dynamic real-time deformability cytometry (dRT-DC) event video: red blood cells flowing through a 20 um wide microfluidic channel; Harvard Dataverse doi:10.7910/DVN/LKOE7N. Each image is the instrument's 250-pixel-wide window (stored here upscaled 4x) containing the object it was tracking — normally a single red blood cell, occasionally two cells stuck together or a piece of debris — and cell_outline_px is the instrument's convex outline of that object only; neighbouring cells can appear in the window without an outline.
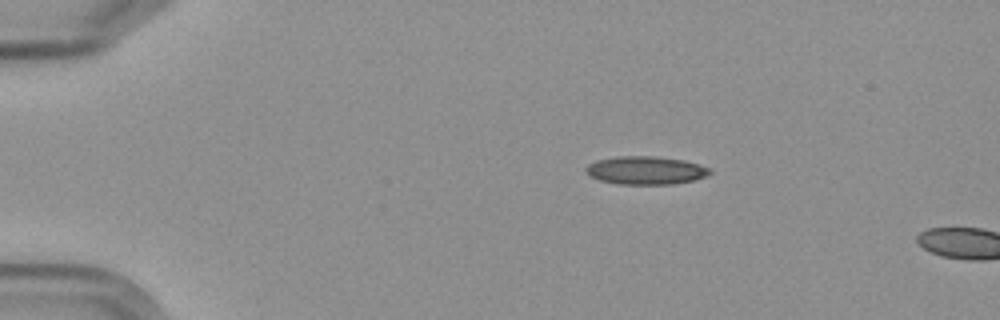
{"species": "Egyptian fruit bat (a non-hibernating species)", "species_latin": "Rousettus aegyptiacus", "temperature_condition": "cold", "stored_images_in_passage": 3, "camera_frame_rate_fps": 3000, "um_per_image_px": 0.085, "frame": {"image": 1, "passage_image": 2, "time_ms": 1.333, "image_size_px": [1000, 320], "cell_outline_px": [[712, 172], [708, 176], [696, 180], [672, 184], [620, 184], [600, 180], [588, 176], [584, 172], [584, 168], [588, 164], [596, 160], [616, 156], [652, 156], [684, 160], [708, 168]], "centroid_in_image_um": [54.84, 14.48], "position_along_channel_um": 30.2, "area_um2": 20.46}}